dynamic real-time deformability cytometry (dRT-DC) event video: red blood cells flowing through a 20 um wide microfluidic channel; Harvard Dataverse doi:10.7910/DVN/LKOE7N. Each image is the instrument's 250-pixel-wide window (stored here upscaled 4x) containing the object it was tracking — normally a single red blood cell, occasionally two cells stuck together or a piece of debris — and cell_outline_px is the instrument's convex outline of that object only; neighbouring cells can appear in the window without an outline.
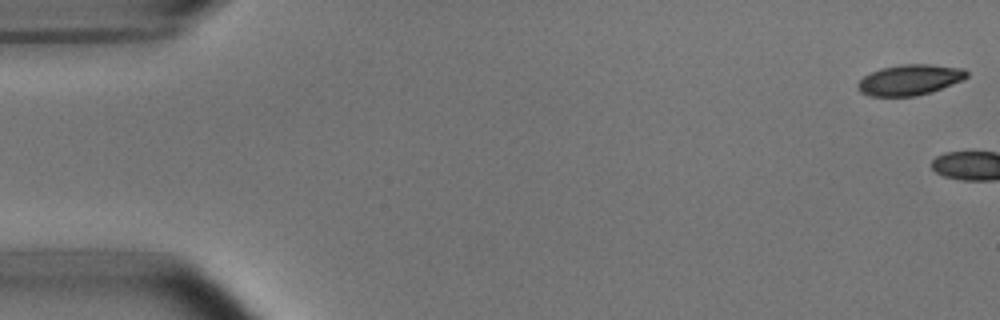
{"species": "common noctule bat (a hibernating species)", "species_latin": "Nyctalus noctula", "temperature_condition": "room temperature", "stored_images_in_passage": 4, "camera_frame_rate_fps": 3000, "um_per_image_px": 0.085, "animal": {"sex": "male", "body_mass_g": 15.6}, "frame": {"image": 1, "passage_image": 1, "time_ms": 0.0, "image_size_px": [1000, 320], "cell_outline_px": [[968, 76], [960, 80], [932, 92], [916, 96], [872, 96], [860, 92], [856, 88], [856, 84], [864, 76], [880, 68], [900, 64], [928, 64], [964, 68], [968, 72]], "centroid_in_image_um": [77.3, 6.78], "position_along_channel_um": 7.7, "area_um2": 19.42}}